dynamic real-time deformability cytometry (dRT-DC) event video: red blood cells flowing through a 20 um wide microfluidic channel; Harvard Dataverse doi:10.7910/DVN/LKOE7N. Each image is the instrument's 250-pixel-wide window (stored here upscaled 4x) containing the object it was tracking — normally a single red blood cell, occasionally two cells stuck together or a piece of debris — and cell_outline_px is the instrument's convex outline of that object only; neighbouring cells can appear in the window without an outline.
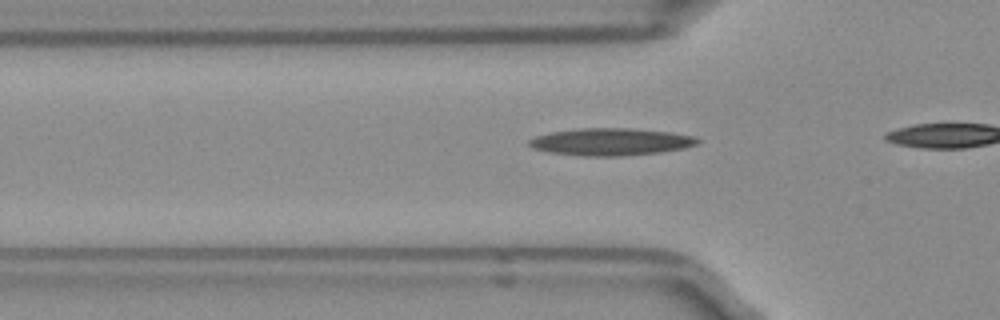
{"species": "Egyptian fruit bat (a non-hibernating species)", "species_latin": "Rousettus aegyptiacus", "temperature_condition": "room temperature", "stored_images_in_passage": 8, "camera_frame_rate_fps": 3000, "um_per_image_px": 0.085, "frame": {"image": 1, "passage_image": 3, "time_ms": 0.667, "image_size_px": [1000, 320], "cell_outline_px": [[700, 140], [696, 144], [684, 148], [660, 152], [620, 156], [584, 156], [548, 152], [532, 148], [528, 144], [528, 140], [536, 136], [548, 132], [580, 128], [632, 128], [672, 132], [696, 136]], "centroid_in_image_um": [51.91, 12.04], "position_along_channel_um": 73.9, "area_um2": 26.93}}